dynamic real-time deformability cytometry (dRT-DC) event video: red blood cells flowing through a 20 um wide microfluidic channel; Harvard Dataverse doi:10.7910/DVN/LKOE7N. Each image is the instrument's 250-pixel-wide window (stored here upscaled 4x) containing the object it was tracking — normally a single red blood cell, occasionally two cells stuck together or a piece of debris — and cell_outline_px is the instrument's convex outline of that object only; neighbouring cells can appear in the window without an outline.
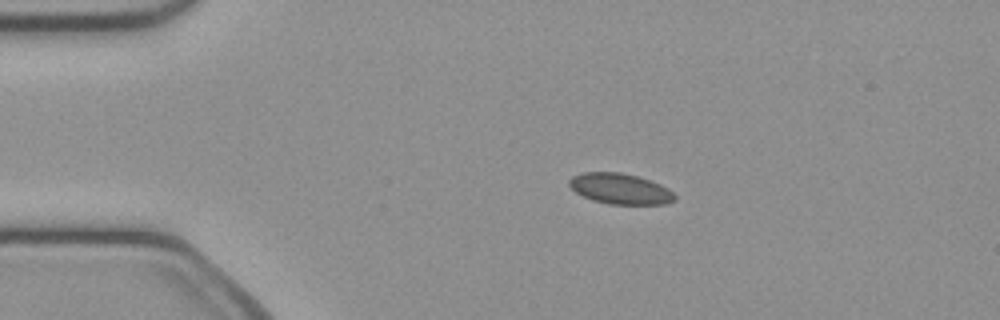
{"species": "common noctule bat (a hibernating species)", "species_latin": "Nyctalus noctula", "temperature_condition": "cold", "stored_images_in_passage": 41, "camera_frame_rate_fps": 3000, "um_per_image_px": 0.085, "animal": {"sex": "female", "body_mass_g": 21.9}, "frame": {"image": 1, "passage_image": 1, "time_ms": 0.0, "image_size_px": [1000, 320], "cell_outline_px": [[676, 200], [664, 204], [608, 204], [592, 200], [576, 192], [568, 184], [568, 180], [572, 176], [584, 172], [620, 172], [636, 176], [660, 184], [668, 188], [676, 196]], "centroid_in_image_um": [52.71, 16.05], "position_along_channel_um": 32.3, "area_um2": 18.79}}
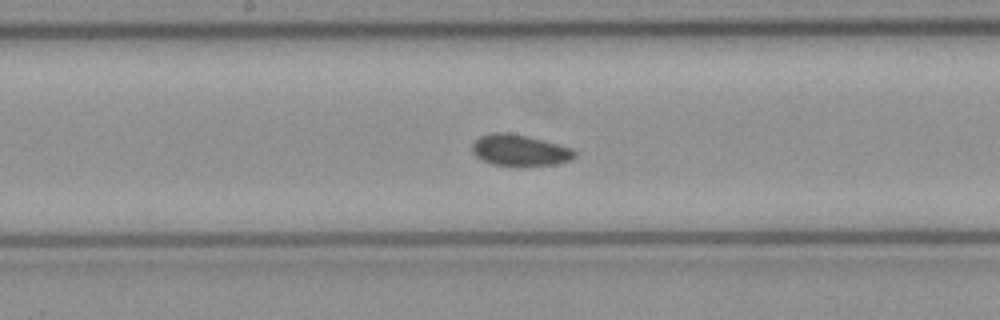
{"frame": {"image": 2, "passage_image": 17, "time_ms": 5.333, "image_size_px": [1000, 320], "cell_outline_px": [[576, 156], [572, 160], [556, 164], [492, 164], [476, 156], [472, 152], [472, 144], [480, 136], [492, 132], [508, 132], [528, 136], [544, 140], [572, 148], [576, 152]], "centroid_in_image_um": [44.19, 12.74], "position_along_channel_um": 204.0, "area_um2": 18.32}}
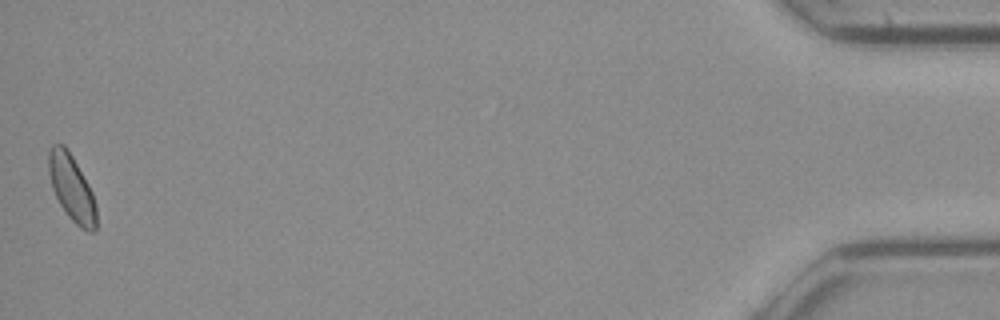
{"frame": {"image": 3, "passage_image": 41, "time_ms": 13.333, "image_size_px": [1000, 320], "cell_outline_px": [[96, 228], [92, 232], [88, 232], [80, 228], [68, 216], [60, 204], [52, 188], [48, 172], [48, 152], [52, 144], [64, 144], [72, 156], [88, 184], [92, 192], [96, 204]], "centroid_in_image_um": [6.08, 15.98], "position_along_channel_um": 429.1, "area_um2": 18.32}}